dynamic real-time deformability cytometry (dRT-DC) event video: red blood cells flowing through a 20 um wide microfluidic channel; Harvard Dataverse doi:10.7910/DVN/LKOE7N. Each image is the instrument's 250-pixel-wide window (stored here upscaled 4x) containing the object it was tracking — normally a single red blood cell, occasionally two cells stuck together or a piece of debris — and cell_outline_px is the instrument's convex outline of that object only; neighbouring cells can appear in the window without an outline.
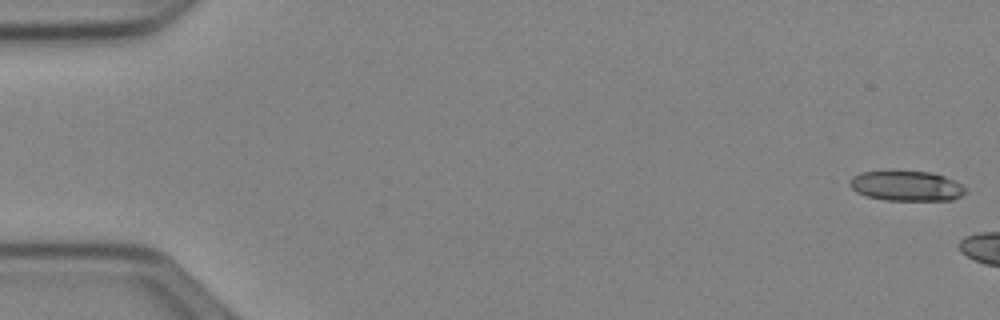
{"species": "Egyptian fruit bat (a non-hibernating species)", "species_latin": "Rousettus aegyptiacus", "temperature_condition": "cold", "stored_images_in_passage": 6, "camera_frame_rate_fps": 3000, "um_per_image_px": 0.085, "animal": {"sex": "female"}, "frame": {"image": 1, "passage_image": 1, "time_ms": 0.0, "image_size_px": [1000, 320], "cell_outline_px": [[968, 192], [952, 200], [884, 200], [868, 196], [856, 192], [848, 184], [848, 180], [852, 176], [860, 172], [888, 168], [892, 168], [932, 172], [944, 176], [968, 188]], "centroid_in_image_um": [77.0, 15.75], "position_along_channel_um": 8.0, "area_um2": 21.27}}